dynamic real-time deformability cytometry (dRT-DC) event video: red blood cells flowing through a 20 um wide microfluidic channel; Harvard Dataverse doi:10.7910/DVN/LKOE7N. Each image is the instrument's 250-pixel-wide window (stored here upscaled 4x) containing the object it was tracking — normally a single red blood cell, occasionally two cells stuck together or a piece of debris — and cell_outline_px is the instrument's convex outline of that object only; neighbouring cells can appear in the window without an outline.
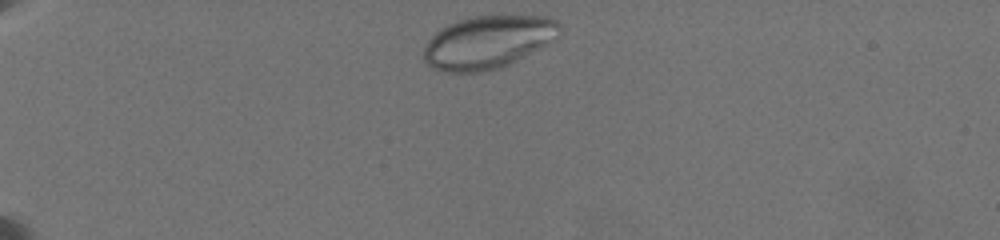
{"species": "common noctule bat (a hibernating species)", "species_latin": "Nyctalus noctula", "temperature_condition": "warm", "stored_images_in_passage": 24, "camera_frame_rate_fps": 3000, "um_per_image_px": 0.085, "animal": {"sex": "female", "body_mass_g": 19.5, "forearm_length_mm": 54.1}, "frame": {"image": 1, "passage_image": 1, "time_ms": 0.0, "image_size_px": [1000, 240], "cell_outline_px": [[560, 28], [548, 44], [508, 64], [496, 68], [480, 72], [444, 72], [432, 68], [424, 60], [424, 48], [428, 40], [440, 28], [448, 24], [472, 16], [548, 16], [556, 20], [560, 24]], "centroid_in_image_um": [41.43, 3.57], "position_along_channel_um": 43.6, "area_um2": 41.38}}
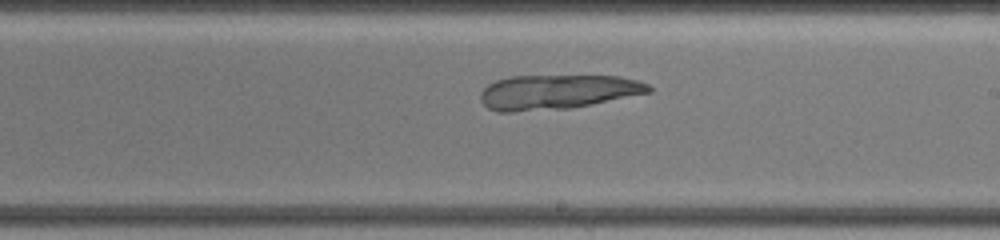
{"frame": {"image": 2, "passage_image": 13, "time_ms": 7.333, "image_size_px": [1000, 240], "cell_outline_px": [[652, 92], [572, 108], [512, 112], [496, 112], [488, 108], [480, 100], [480, 92], [488, 84], [496, 80], [508, 76], [620, 76], [636, 80], [648, 84], [652, 88]], "centroid_in_image_um": [47.35, 7.82], "position_along_channel_um": 241.7, "area_um2": 34.1}}
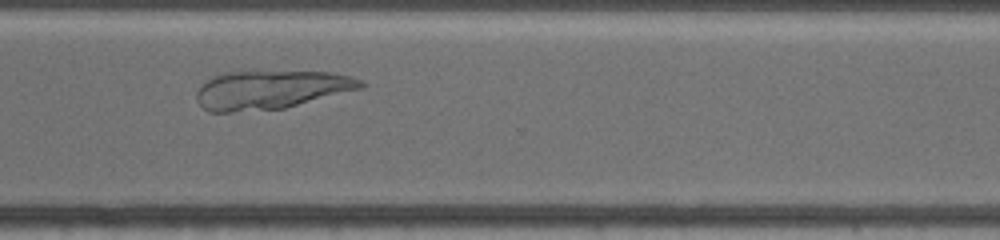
{"frame": {"image": 3, "passage_image": 19, "time_ms": 10.333, "image_size_px": [1000, 240], "cell_outline_px": [[364, 84], [360, 88], [284, 108], [228, 112], [208, 112], [196, 100], [196, 92], [212, 76], [224, 72], [328, 72], [352, 76], [360, 80]], "centroid_in_image_um": [22.97, 7.63], "position_along_channel_um": 347.6, "area_um2": 36.24}}